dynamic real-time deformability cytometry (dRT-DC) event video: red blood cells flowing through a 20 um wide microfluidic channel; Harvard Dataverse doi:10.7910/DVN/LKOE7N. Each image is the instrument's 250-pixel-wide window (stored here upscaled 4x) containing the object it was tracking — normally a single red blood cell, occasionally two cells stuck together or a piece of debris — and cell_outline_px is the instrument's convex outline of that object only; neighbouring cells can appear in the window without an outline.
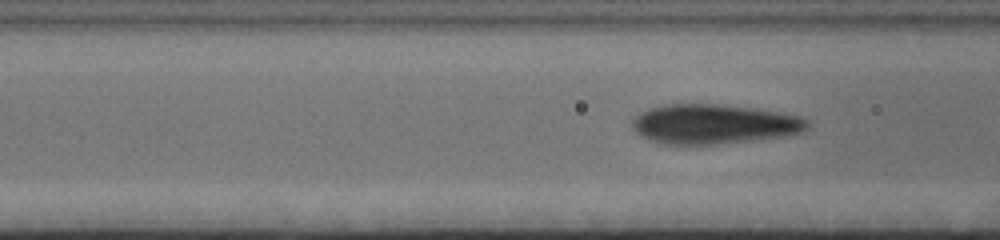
{"species": "human", "species_latin": "Homo sapiens", "temperature_condition": "cold", "stored_images_in_passage": 75, "camera_frame_rate_fps": 3000, "um_per_image_px": 0.085, "donor": {"sex": "female"}, "frame": {"image": 1, "passage_image": 46, "time_ms": 15.0, "image_size_px": [1000, 240], "cell_outline_px": [[812, 124], [804, 132], [780, 136], [752, 140], [712, 144], [660, 144], [648, 140], [640, 136], [632, 128], [632, 116], [648, 108], [668, 104], [716, 104], [748, 108], [776, 112], [800, 116], [808, 120]], "centroid_in_image_um": [60.62, 10.55], "position_along_channel_um": 106.0, "area_um2": 40.4}}
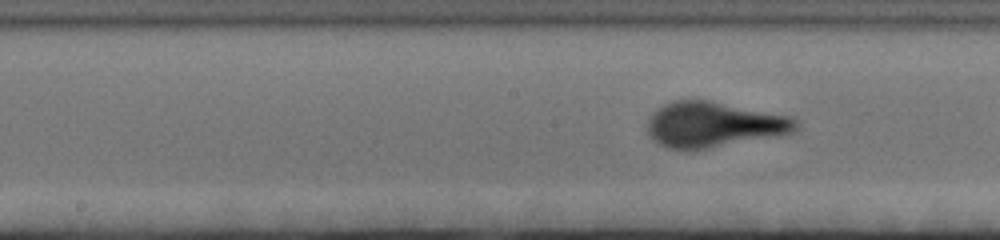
{"frame": {"image": 2, "passage_image": 63, "time_ms": 20.667, "image_size_px": [1000, 240], "cell_outline_px": [[800, 128], [792, 132], [776, 136], [708, 148], [684, 152], [668, 148], [660, 144], [648, 136], [648, 116], [656, 108], [672, 100], [708, 100], [788, 116], [796, 120], [800, 124]], "centroid_in_image_um": [60.6, 10.6], "position_along_channel_um": 187.6, "area_um2": 39.42}}
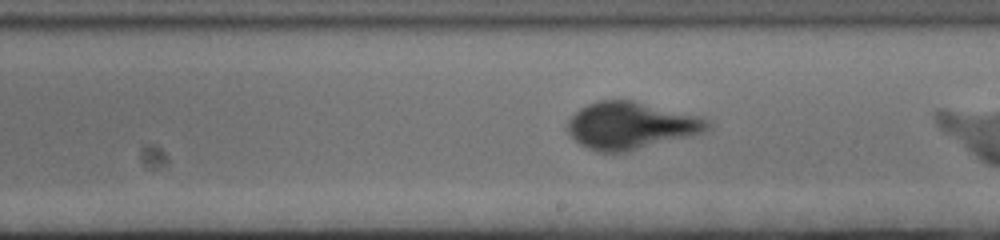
{"frame": {"image": 3, "passage_image": 73, "time_ms": 24.0, "image_size_px": [1000, 240], "cell_outline_px": [[712, 128], [704, 132], [692, 136], [624, 152], [596, 152], [580, 144], [564, 128], [568, 120], [580, 108], [596, 100], [632, 100], [700, 116], [708, 120], [712, 124]], "centroid_in_image_um": [53.63, 10.67], "position_along_channel_um": 235.4, "area_um2": 38.55}}